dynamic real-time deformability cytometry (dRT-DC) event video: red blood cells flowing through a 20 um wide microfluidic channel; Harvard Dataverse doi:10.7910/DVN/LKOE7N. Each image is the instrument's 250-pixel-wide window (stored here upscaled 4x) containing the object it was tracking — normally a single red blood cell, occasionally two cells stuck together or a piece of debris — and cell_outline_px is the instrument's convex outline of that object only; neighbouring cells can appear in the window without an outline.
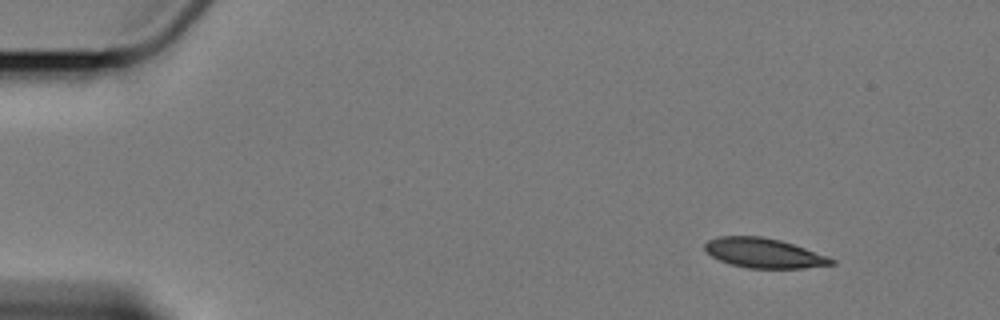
{"species": "Egyptian fruit bat (a non-hibernating species)", "species_latin": "Rousettus aegyptiacus", "temperature_condition": "cold", "stored_images_in_passage": 4, "camera_frame_rate_fps": 3000, "um_per_image_px": 0.085, "animal": {"sex": "female"}, "frame": {"image": 1, "passage_image": 1, "time_ms": 0.0, "image_size_px": [1000, 320], "cell_outline_px": [[836, 264], [804, 268], [748, 268], [728, 264], [712, 256], [704, 248], [704, 244], [708, 240], [720, 236], [760, 236], [780, 240], [828, 256], [836, 260]], "centroid_in_image_um": [64.93, 21.51], "position_along_channel_um": 20.1, "area_um2": 21.85}}
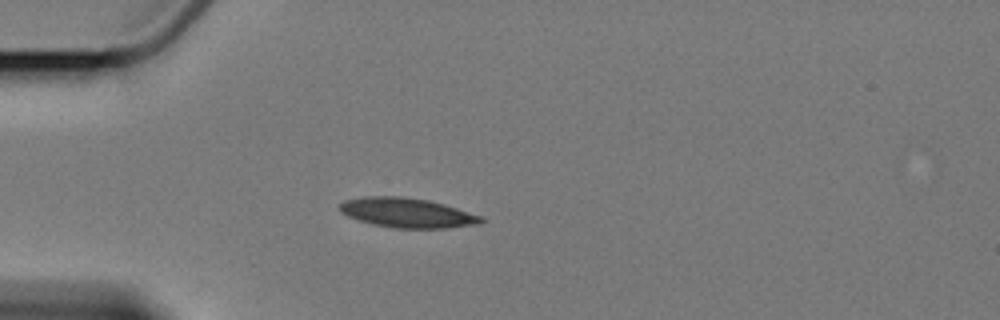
{"frame": {"image": 2, "passage_image": 4, "time_ms": 3.333, "image_size_px": [1000, 320], "cell_outline_px": [[484, 220], [480, 224], [444, 228], [392, 228], [372, 224], [348, 216], [340, 212], [340, 204], [344, 200], [364, 196], [400, 196], [428, 200], [444, 204], [480, 216]], "centroid_in_image_um": [34.57, 18.08], "position_along_channel_um": 50.4, "area_um2": 24.28}}